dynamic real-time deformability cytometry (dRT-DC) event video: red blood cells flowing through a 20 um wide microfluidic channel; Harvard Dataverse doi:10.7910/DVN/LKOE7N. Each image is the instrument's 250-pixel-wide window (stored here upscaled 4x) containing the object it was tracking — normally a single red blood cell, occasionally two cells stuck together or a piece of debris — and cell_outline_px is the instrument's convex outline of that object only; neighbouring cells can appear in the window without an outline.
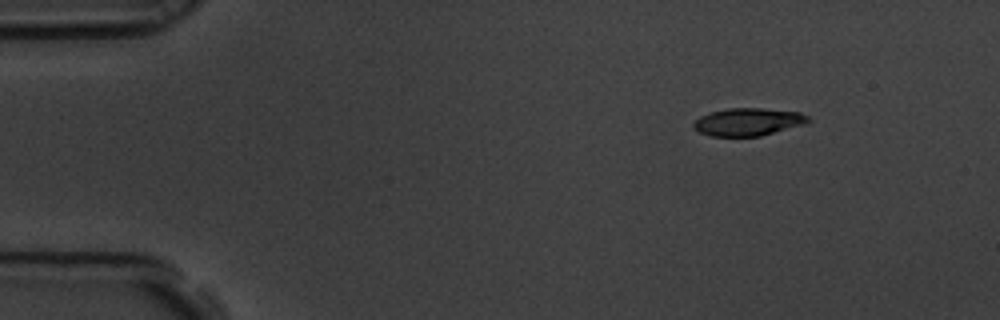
{"species": "common noctule bat (a hibernating species)", "species_latin": "Nyctalus noctula", "temperature_condition": "room temperature", "stored_images_in_passage": 4, "camera_frame_rate_fps": 3000, "um_per_image_px": 0.085, "animal": {"sex": "male", "body_mass_g": 19.5, "forearm_length_mm": 54.6}, "frame": {"image": 1, "passage_image": 1, "time_ms": 0.0, "image_size_px": [1000, 320], "cell_outline_px": [[812, 120], [808, 124], [760, 136], [712, 136], [700, 132], [692, 128], [692, 124], [700, 116], [712, 112], [728, 108], [760, 108], [800, 112], [808, 116]], "centroid_in_image_um": [63.63, 10.36], "position_along_channel_um": 21.4, "area_um2": 18.61}}
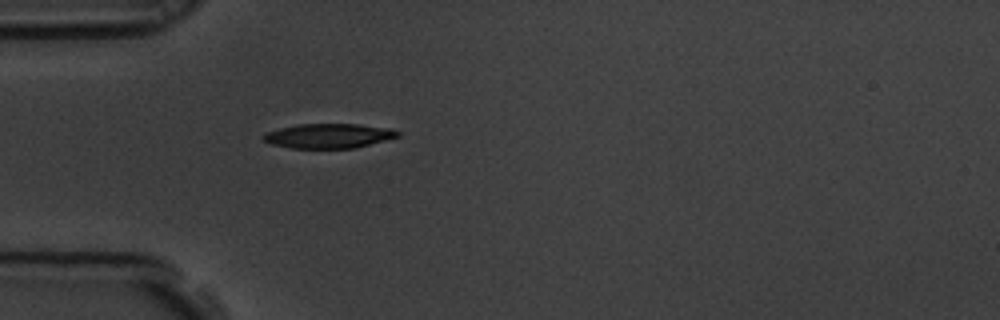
{"frame": {"image": 2, "passage_image": 4, "time_ms": 1.0, "image_size_px": [1000, 320], "cell_outline_px": [[400, 136], [356, 148], [292, 148], [272, 144], [260, 140], [260, 136], [264, 132], [280, 128], [300, 124], [356, 124], [392, 128], [400, 132]], "centroid_in_image_um": [27.91, 11.55], "position_along_channel_um": 57.1, "area_um2": 19.42}}